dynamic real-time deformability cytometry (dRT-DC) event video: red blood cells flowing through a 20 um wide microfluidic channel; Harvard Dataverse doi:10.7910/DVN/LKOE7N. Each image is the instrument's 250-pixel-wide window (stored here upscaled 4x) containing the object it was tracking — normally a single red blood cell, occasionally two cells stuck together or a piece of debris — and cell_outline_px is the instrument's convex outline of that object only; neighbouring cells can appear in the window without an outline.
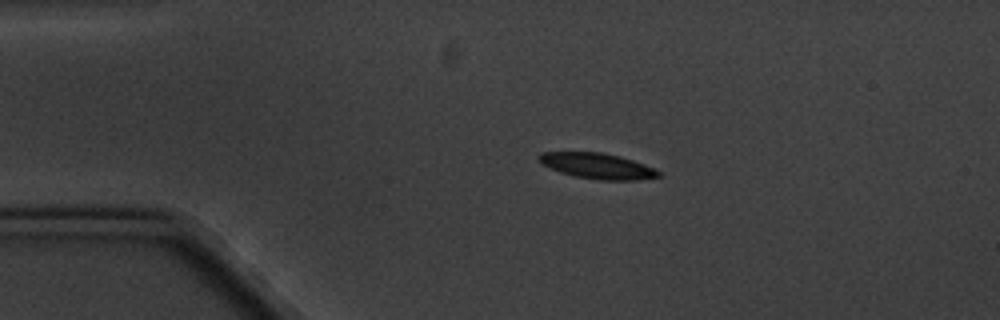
{"species": "common noctule bat (a hibernating species)", "species_latin": "Nyctalus noctula", "temperature_condition": "cold", "stored_images_in_passage": 10, "camera_frame_rate_fps": 3000, "um_per_image_px": 0.085, "animal": {"sex": "male", "body_mass_g": 20.1, "forearm_length_mm": 53.5}, "frame": {"image": 1, "passage_image": 1, "time_ms": 0.0, "image_size_px": [1000, 320], "cell_outline_px": [[660, 176], [636, 180], [600, 180], [576, 176], [560, 172], [540, 164], [536, 156], [540, 152], [604, 152], [620, 156], [644, 164], [660, 172]], "centroid_in_image_um": [50.72, 14.09], "position_along_channel_um": 34.3, "area_um2": 17.86}}